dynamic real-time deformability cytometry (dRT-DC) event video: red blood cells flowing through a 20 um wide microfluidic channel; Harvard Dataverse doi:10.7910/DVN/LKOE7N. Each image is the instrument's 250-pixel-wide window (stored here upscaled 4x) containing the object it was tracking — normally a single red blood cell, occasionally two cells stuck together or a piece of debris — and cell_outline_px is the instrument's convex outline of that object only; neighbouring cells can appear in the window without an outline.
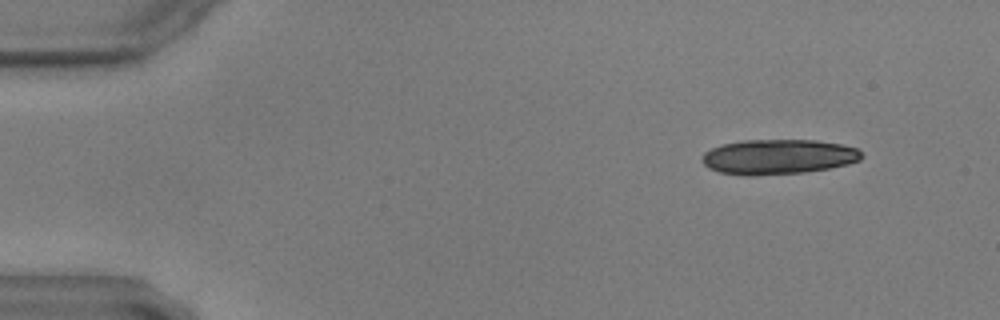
{"species": "common noctule bat (a hibernating species)", "species_latin": "Nyctalus noctula", "temperature_condition": "warm", "stored_images_in_passage": 18, "camera_frame_rate_fps": 3000, "um_per_image_px": 0.085, "animal": {"sex": "male", "body_mass_g": 17.9, "forearm_length_mm": 54.2}, "frame": {"image": 1, "passage_image": 6, "time_ms": 1.667, "image_size_px": [1000, 320], "cell_outline_px": [[864, 156], [860, 160], [848, 164], [828, 168], [804, 172], [752, 176], [744, 176], [720, 172], [708, 168], [700, 160], [700, 156], [704, 152], [720, 144], [744, 140], [816, 140], [840, 144], [856, 148]], "centroid_in_image_um": [66.1, 13.33], "position_along_channel_um": 18.9, "area_um2": 32.71}}